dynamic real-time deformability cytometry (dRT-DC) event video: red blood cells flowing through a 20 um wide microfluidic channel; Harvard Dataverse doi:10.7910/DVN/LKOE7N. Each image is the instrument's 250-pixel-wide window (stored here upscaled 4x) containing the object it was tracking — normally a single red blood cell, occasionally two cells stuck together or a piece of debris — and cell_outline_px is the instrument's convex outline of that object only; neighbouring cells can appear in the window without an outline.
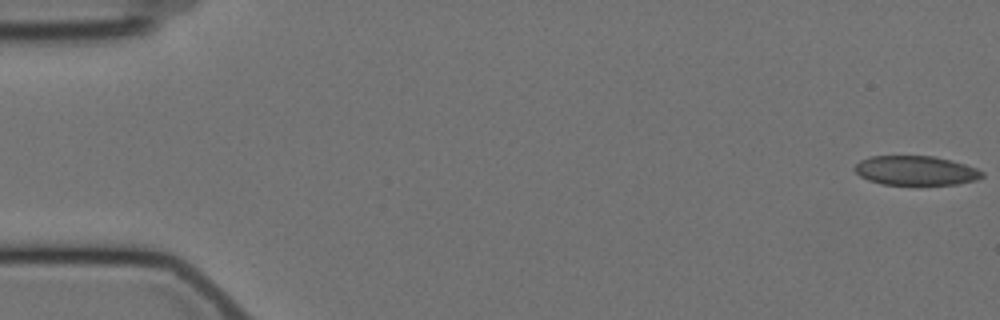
{"species": "Egyptian fruit bat (a non-hibernating species)", "species_latin": "Rousettus aegyptiacus", "temperature_condition": "cold", "stored_images_in_passage": 29, "camera_frame_rate_fps": 3000, "um_per_image_px": 0.085, "animal": {"sex": "female"}, "frame": {"image": 1, "passage_image": 1, "time_ms": 0.0, "image_size_px": [1000, 320], "cell_outline_px": [[984, 176], [976, 180], [956, 184], [880, 184], [868, 180], [860, 176], [852, 168], [860, 160], [872, 156], [932, 156], [964, 164], [976, 168], [984, 172]], "centroid_in_image_um": [77.81, 14.5], "position_along_channel_um": 7.2, "area_um2": 21.62}}
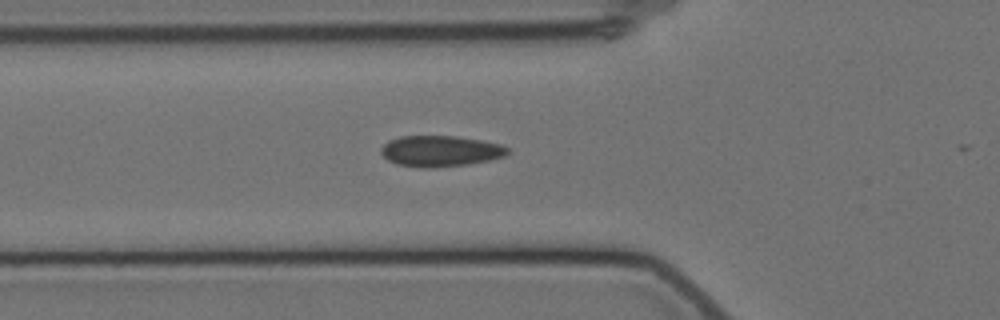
{"frame": {"image": 2, "passage_image": 20, "time_ms": 6.333, "image_size_px": [1000, 320], "cell_outline_px": [[512, 152], [504, 156], [488, 160], [468, 164], [428, 168], [420, 168], [396, 164], [388, 160], [380, 152], [380, 148], [388, 140], [400, 136], [456, 136], [480, 140], [500, 144], [508, 148]], "centroid_in_image_um": [37.41, 12.84], "position_along_channel_um": 88.4, "area_um2": 22.89}}
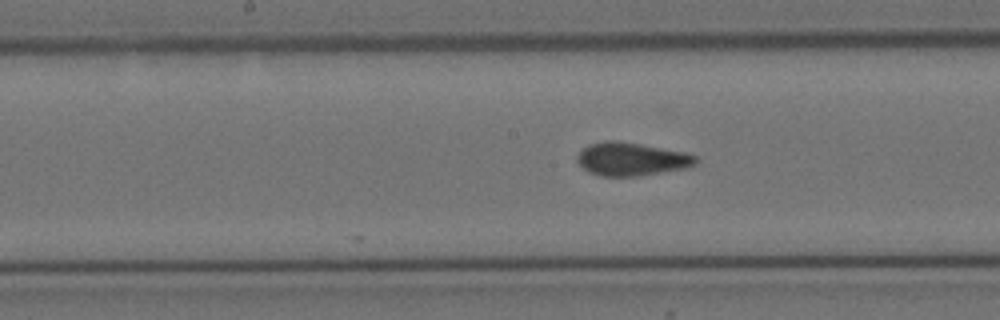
{"frame": {"image": 3, "passage_image": 29, "time_ms": 9.333, "image_size_px": [1000, 320], "cell_outline_px": [[696, 164], [688, 168], [636, 176], [604, 176], [588, 172], [576, 160], [576, 156], [588, 144], [604, 140], [616, 140], [640, 144], [684, 152], [696, 156]], "centroid_in_image_um": [53.65, 13.52], "position_along_channel_um": 194.5, "area_um2": 22.83}}